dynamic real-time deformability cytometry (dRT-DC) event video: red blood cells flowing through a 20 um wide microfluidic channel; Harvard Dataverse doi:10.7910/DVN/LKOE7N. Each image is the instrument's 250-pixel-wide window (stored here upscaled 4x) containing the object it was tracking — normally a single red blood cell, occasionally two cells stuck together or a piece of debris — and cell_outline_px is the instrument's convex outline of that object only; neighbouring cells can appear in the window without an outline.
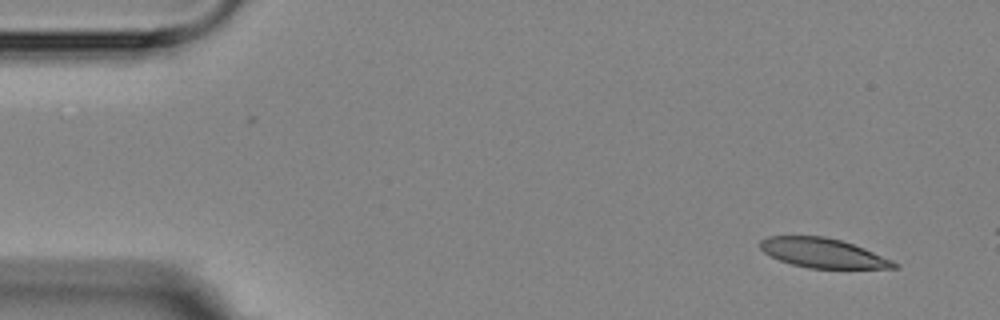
{"species": "Egyptian fruit bat (a non-hibernating species)", "species_latin": "Rousettus aegyptiacus", "temperature_condition": "room temperature", "stored_images_in_passage": 5, "camera_frame_rate_fps": 3000, "um_per_image_px": 0.085, "animal": {"sex": "female"}, "frame": {"image": 1, "passage_image": 5, "time_ms": 4.667, "image_size_px": [1000, 320], "cell_outline_px": [[900, 268], [808, 268], [792, 264], [780, 260], [764, 252], [760, 248], [760, 240], [768, 236], [824, 236], [840, 240], [864, 248], [892, 260], [900, 264]], "centroid_in_image_um": [69.96, 21.5], "position_along_channel_um": 15.0, "area_um2": 22.83}}